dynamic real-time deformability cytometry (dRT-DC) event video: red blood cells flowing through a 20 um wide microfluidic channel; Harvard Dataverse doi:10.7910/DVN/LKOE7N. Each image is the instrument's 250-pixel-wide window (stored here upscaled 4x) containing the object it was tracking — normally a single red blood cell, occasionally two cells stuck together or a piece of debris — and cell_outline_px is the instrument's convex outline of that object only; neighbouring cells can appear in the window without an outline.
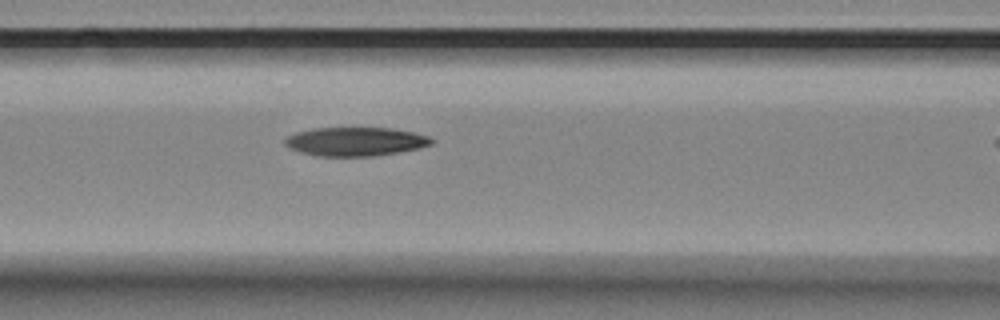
{"species": "Egyptian fruit bat (a non-hibernating species)", "species_latin": "Rousettus aegyptiacus", "temperature_condition": "room temperature", "stored_images_in_passage": 5, "camera_frame_rate_fps": 3000, "um_per_image_px": 0.085, "animal": {"sex": "female"}, "frame": {"image": 1, "passage_image": 4, "time_ms": 1.0, "image_size_px": [1000, 320], "cell_outline_px": [[436, 140], [432, 144], [420, 148], [372, 156], [320, 156], [300, 152], [284, 144], [284, 140], [288, 136], [296, 132], [312, 128], [392, 128], [412, 132], [428, 136]], "centroid_in_image_um": [30.23, 12.02], "position_along_channel_um": 136.4, "area_um2": 24.45}}